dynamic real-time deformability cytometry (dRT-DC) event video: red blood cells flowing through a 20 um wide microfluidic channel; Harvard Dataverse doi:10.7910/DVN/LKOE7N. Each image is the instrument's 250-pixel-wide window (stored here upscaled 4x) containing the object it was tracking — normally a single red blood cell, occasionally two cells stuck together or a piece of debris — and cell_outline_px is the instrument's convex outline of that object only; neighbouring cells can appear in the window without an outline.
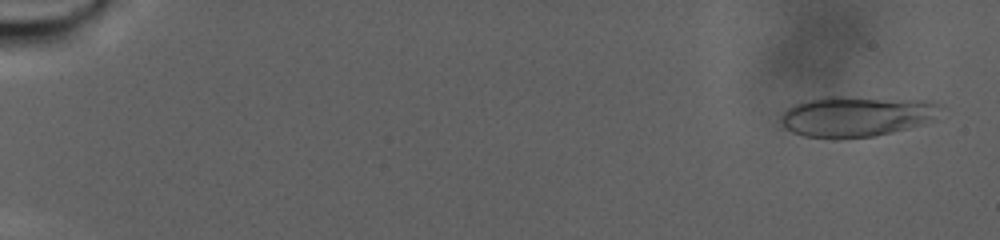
{"species": "human", "species_latin": "Homo sapiens", "temperature_condition": "warm", "stored_images_in_passage": 101, "camera_frame_rate_fps": 3000, "um_per_image_px": 0.085, "donor": {"sex": "male"}, "frame": {"image": 1, "passage_image": 4, "time_ms": 1.0, "image_size_px": [1000, 240], "cell_outline_px": [[936, 104], [928, 120], [920, 124], [908, 128], [892, 132], [872, 136], [804, 136], [792, 132], [784, 124], [780, 116], [788, 108], [796, 104], [808, 100], [824, 96], [840, 96], [932, 100]], "centroid_in_image_um": [72.72, 9.84], "position_along_channel_um": 12.3, "area_um2": 36.18}}
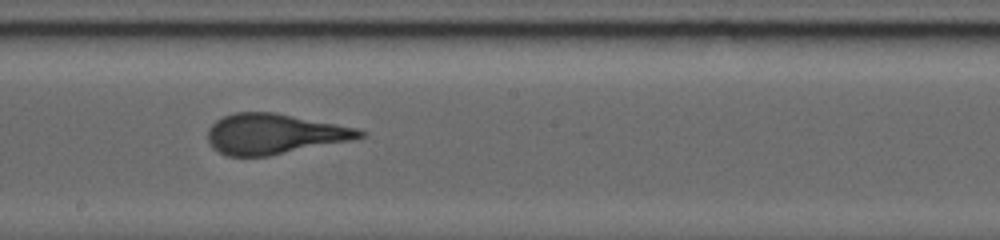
{"frame": {"image": 2, "passage_image": 60, "time_ms": 19.667, "image_size_px": [1000, 240], "cell_outline_px": [[368, 132], [364, 136], [352, 140], [268, 156], [228, 156], [212, 148], [208, 144], [208, 128], [216, 120], [224, 116], [236, 112], [276, 112], [356, 128]], "centroid_in_image_um": [23.29, 11.38], "position_along_channel_um": 224.9, "area_um2": 35.66}}
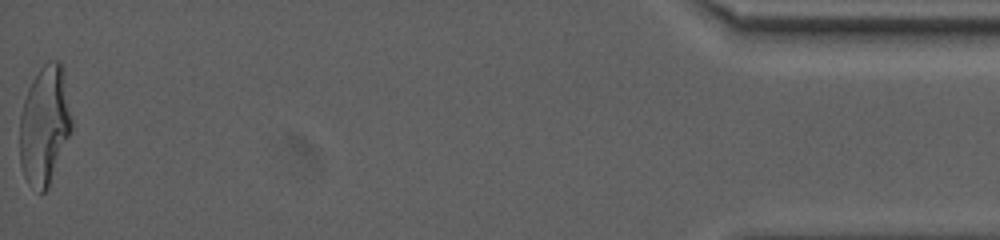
{"frame": {"image": 3, "passage_image": 101, "time_ms": 33.333, "image_size_px": [1000, 240], "cell_outline_px": [[72, 128], [48, 188], [44, 192], [40, 192], [28, 184], [24, 176], [20, 164], [20, 116], [24, 100], [28, 88], [32, 80], [40, 68], [48, 60], [60, 60], [64, 68], [72, 120]], "centroid_in_image_um": [3.79, 10.61], "position_along_channel_um": 431.4, "area_um2": 36.13}}